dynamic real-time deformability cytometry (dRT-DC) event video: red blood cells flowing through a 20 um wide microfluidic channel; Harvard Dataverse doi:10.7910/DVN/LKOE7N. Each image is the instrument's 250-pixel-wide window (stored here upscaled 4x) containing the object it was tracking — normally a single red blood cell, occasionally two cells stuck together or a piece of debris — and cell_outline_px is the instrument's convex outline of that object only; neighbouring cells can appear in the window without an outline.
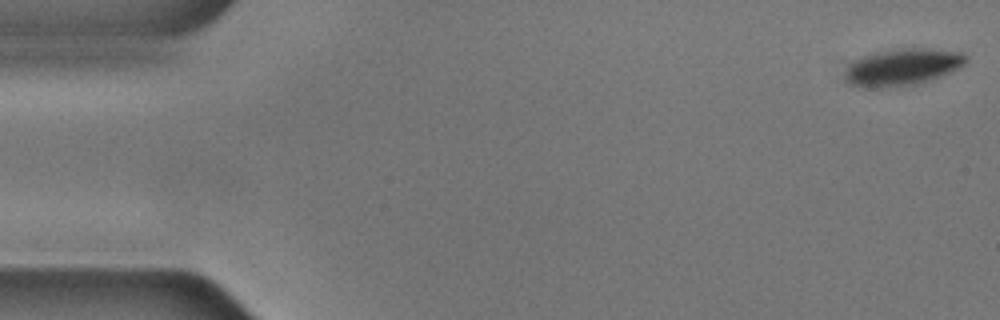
{"species": "common noctule bat (a hibernating species)", "species_latin": "Nyctalus noctula", "temperature_condition": "cold", "stored_images_in_passage": 49, "camera_frame_rate_fps": 3000, "um_per_image_px": 0.085, "animal": {"sex": "male", "body_mass_g": 17.9, "forearm_length_mm": 54.2}, "frame": {"image": 1, "passage_image": 1, "time_ms": 0.0, "image_size_px": [1000, 320], "cell_outline_px": [[968, 60], [964, 64], [940, 76], [916, 84], [884, 88], [864, 88], [848, 84], [848, 68], [852, 60], [864, 56], [880, 52], [904, 48], [928, 48], [964, 52], [968, 56]], "centroid_in_image_um": [76.74, 5.7], "position_along_channel_um": 8.3, "area_um2": 25.66}}
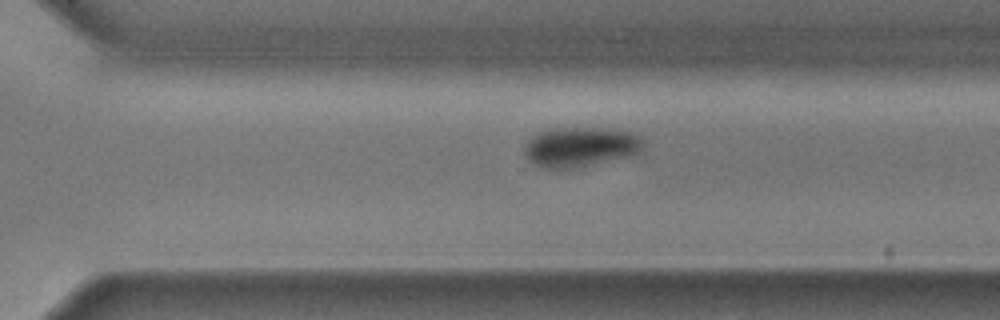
{"frame": {"image": 2, "passage_image": 38, "time_ms": 12.333, "image_size_px": [1000, 320], "cell_outline_px": [[644, 144], [640, 152], [636, 156], [560, 172], [556, 172], [540, 168], [532, 164], [524, 156], [524, 144], [532, 136], [540, 132], [556, 128], [616, 128], [632, 132], [640, 136], [644, 140]], "centroid_in_image_um": [49.35, 12.54], "position_along_channel_um": 321.3, "area_um2": 29.13}}
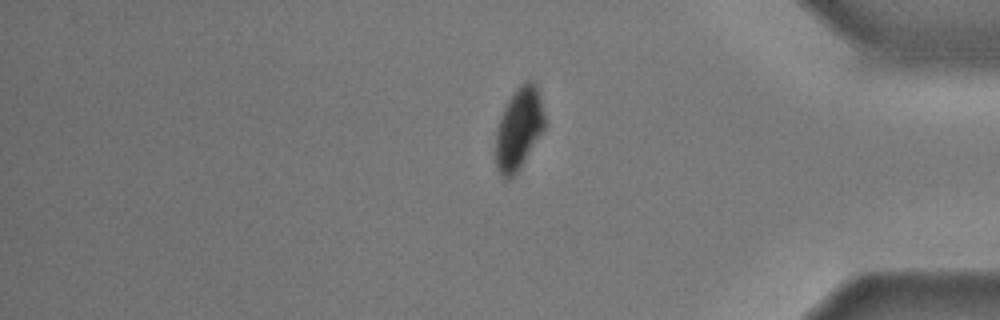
{"frame": {"image": 3, "passage_image": 46, "time_ms": 15.0, "image_size_px": [1000, 320], "cell_outline_px": [[544, 128], [520, 168], [508, 180], [504, 180], [500, 176], [496, 168], [496, 132], [500, 116], [508, 100], [516, 88], [520, 84], [528, 80], [532, 80], [536, 84], [540, 96], [544, 116]], "centroid_in_image_um": [44.08, 10.94], "position_along_channel_um": 391.1, "area_um2": 23.24}}